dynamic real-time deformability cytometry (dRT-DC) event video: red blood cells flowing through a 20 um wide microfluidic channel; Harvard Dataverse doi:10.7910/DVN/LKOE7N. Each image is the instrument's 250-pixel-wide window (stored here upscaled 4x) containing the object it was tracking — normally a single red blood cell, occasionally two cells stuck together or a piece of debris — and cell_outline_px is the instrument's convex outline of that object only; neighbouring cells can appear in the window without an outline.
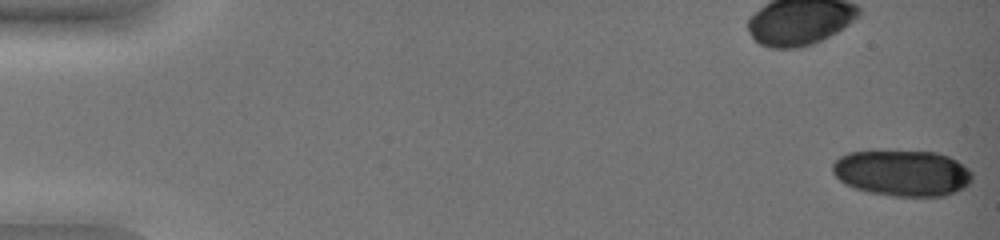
{"species": "common noctule bat (a hibernating species)", "species_latin": "Nyctalus noctula", "temperature_condition": "warm", "stored_images_in_passage": 50, "camera_frame_rate_fps": 3000, "um_per_image_px": 0.085, "animal": {"sex": "female", "body_mass_g": 19.0, "forearm_length_mm": 51.5}, "frame": {"image": 1, "passage_image": 1, "time_ms": 0.0, "image_size_px": [1000, 240], "cell_outline_px": [[972, 180], [964, 188], [956, 192], [944, 196], [892, 196], [868, 192], [852, 188], [844, 184], [832, 172], [832, 164], [840, 156], [848, 152], [936, 152], [948, 156], [956, 160], [968, 168], [972, 172]], "centroid_in_image_um": [76.69, 14.73], "position_along_channel_um": 8.3, "area_um2": 37.45}}
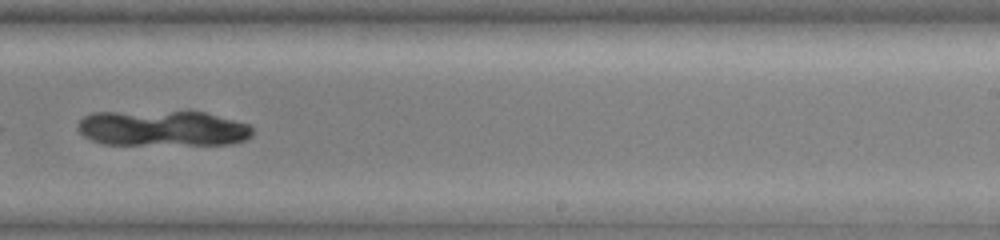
{"frame": {"image": 2, "passage_image": 36, "time_ms": 11.667, "image_size_px": [1000, 240], "cell_outline_px": [[252, 136], [248, 140], [232, 144], [104, 144], [92, 140], [84, 136], [76, 128], [76, 124], [84, 116], [92, 112], [188, 108], [204, 112], [248, 124], [252, 128]], "centroid_in_image_um": [13.81, 10.85], "position_along_channel_um": 275.2, "area_um2": 37.8}}
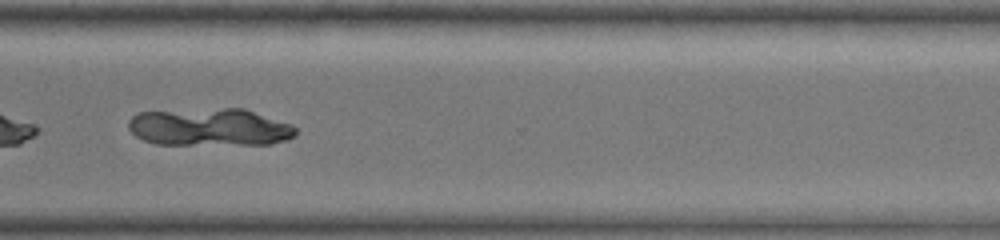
{"frame": {"image": 3, "passage_image": 42, "time_ms": 13.667, "image_size_px": [1000, 240], "cell_outline_px": [[296, 136], [288, 140], [268, 144], [156, 144], [144, 140], [136, 136], [128, 128], [128, 120], [136, 112], [224, 108], [244, 108], [292, 124], [296, 128]], "centroid_in_image_um": [17.84, 10.8], "position_along_channel_um": 352.8, "area_um2": 36.82}}